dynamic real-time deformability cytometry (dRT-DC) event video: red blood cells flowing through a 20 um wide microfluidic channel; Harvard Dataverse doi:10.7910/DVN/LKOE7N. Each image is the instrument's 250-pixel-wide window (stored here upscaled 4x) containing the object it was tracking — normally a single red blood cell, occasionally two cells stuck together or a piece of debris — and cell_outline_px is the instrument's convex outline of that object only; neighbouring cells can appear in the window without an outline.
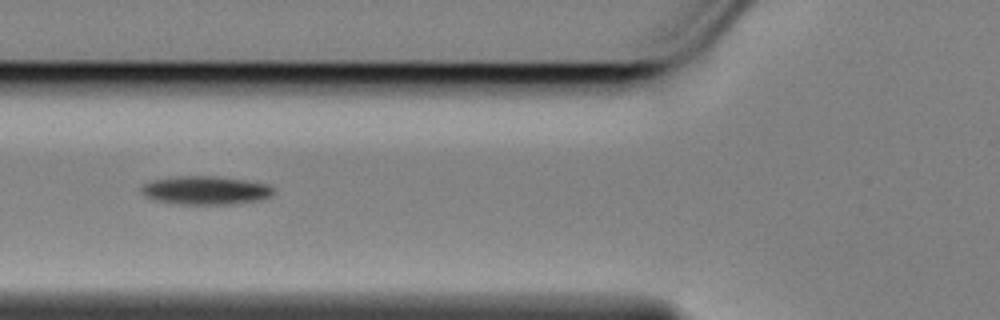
{"species": "Egyptian fruit bat (a non-hibernating species)", "species_latin": "Rousettus aegyptiacus", "temperature_condition": "cold", "stored_images_in_passage": 21, "camera_frame_rate_fps": 3000, "um_per_image_px": 0.085, "animal": {"sex": "female"}, "frame": {"image": 1, "passage_image": 7, "time_ms": 2.0, "image_size_px": [1000, 320], "cell_outline_px": [[272, 196], [260, 200], [236, 204], [176, 204], [152, 200], [140, 192], [140, 188], [144, 184], [152, 180], [176, 176], [212, 176], [244, 180], [268, 184], [272, 188]], "centroid_in_image_um": [17.44, 16.19], "position_along_channel_um": 108.4, "area_um2": 22.02}}
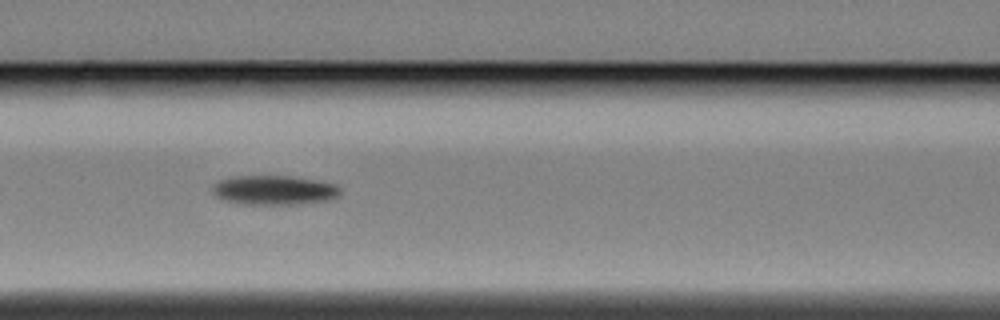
{"frame": {"image": 2, "passage_image": 10, "time_ms": 3.0, "image_size_px": [1000, 320], "cell_outline_px": [[340, 192], [336, 196], [328, 200], [296, 204], [244, 204], [224, 200], [216, 196], [212, 192], [212, 188], [220, 180], [236, 176], [292, 176], [316, 180], [336, 184], [340, 188]], "centroid_in_image_um": [23.3, 16.16], "position_along_channel_um": 143.3, "area_um2": 21.68}}